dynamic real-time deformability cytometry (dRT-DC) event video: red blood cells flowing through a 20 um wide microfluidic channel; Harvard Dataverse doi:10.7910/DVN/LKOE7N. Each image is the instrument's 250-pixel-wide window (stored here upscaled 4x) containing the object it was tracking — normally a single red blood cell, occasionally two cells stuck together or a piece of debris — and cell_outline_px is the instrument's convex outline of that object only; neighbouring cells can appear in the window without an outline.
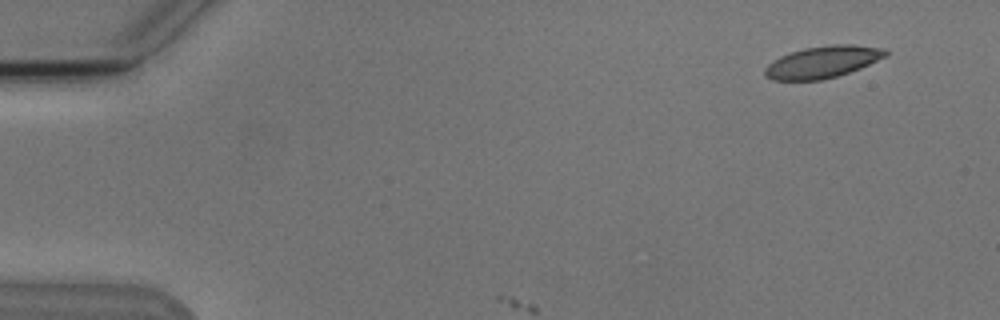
{"species": "Egyptian fruit bat (a non-hibernating species)", "species_latin": "Rousettus aegyptiacus", "temperature_condition": "cold", "stored_images_in_passage": 4, "camera_frame_rate_fps": 3000, "um_per_image_px": 0.085, "animal": {"sex": "male"}, "frame": {"image": 1, "passage_image": 2, "time_ms": 1.333, "image_size_px": [1000, 320], "cell_outline_px": [[888, 56], [860, 68], [836, 76], [820, 80], [772, 80], [764, 76], [764, 68], [772, 60], [780, 56], [804, 48], [832, 44], [852, 44], [884, 48], [888, 52]], "centroid_in_image_um": [69.92, 5.26], "position_along_channel_um": 15.1, "area_um2": 22.48}}